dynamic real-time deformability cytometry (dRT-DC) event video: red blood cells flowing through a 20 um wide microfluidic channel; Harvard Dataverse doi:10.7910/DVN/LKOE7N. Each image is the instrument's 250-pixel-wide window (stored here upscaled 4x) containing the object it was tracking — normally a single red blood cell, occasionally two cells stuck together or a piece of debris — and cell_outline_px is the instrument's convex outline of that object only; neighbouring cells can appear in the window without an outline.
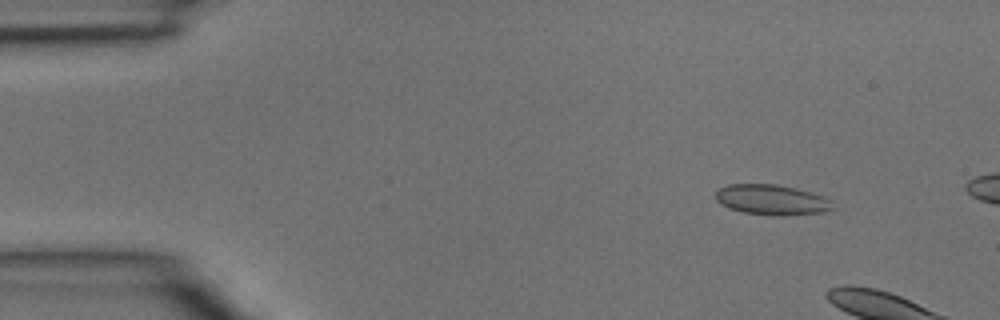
{"species": "common noctule bat (a hibernating species)", "species_latin": "Nyctalus noctula", "temperature_condition": "room temperature", "stored_images_in_passage": 6, "camera_frame_rate_fps": 3000, "um_per_image_px": 0.085, "animal": {"sex": "male", "body_mass_g": 15.6}, "frame": {"image": 1, "passage_image": 2, "time_ms": 0.333, "image_size_px": [1000, 320], "cell_outline_px": [[836, 208], [824, 212], [780, 216], [744, 212], [720, 204], [716, 200], [716, 192], [720, 188], [728, 184], [776, 184], [796, 188], [824, 196]], "centroid_in_image_um": [65.61, 16.98], "position_along_channel_um": 19.4, "area_um2": 20.52}}